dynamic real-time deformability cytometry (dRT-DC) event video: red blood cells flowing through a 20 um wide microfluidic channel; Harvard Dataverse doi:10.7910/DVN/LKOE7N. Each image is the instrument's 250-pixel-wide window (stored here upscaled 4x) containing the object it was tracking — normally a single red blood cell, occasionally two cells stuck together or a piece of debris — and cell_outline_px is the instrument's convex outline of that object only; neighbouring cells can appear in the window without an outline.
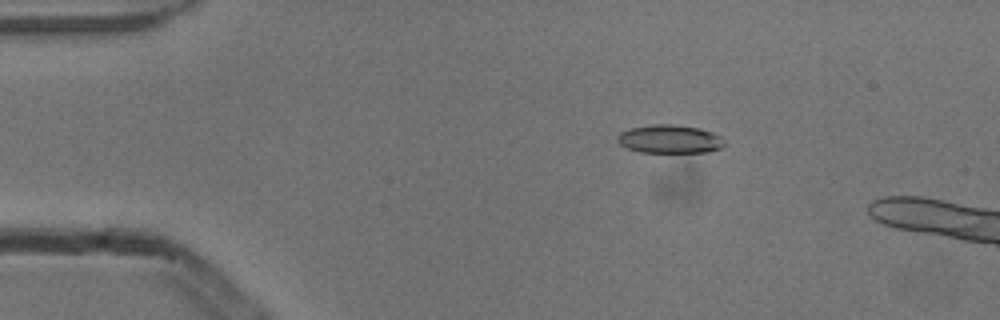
{"species": "common noctule bat (a hibernating species)", "species_latin": "Nyctalus noctula", "temperature_condition": "cold", "stored_images_in_passage": 6, "camera_frame_rate_fps": 3000, "um_per_image_px": 0.085, "animal": {"sex": "male", "body_mass_g": 13.3}, "frame": {"image": 1, "passage_image": 3, "time_ms": 0.667, "image_size_px": [1000, 320], "cell_outline_px": [[724, 144], [720, 148], [708, 152], [640, 152], [628, 148], [620, 144], [616, 140], [616, 136], [620, 132], [632, 128], [656, 124], [672, 124], [700, 128], [712, 132], [720, 136], [724, 140]], "centroid_in_image_um": [56.92, 11.82], "position_along_channel_um": 28.1, "area_um2": 17.63}}
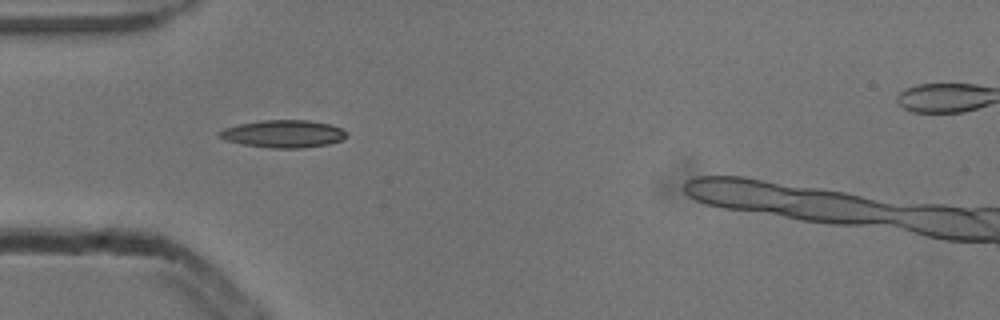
{"frame": {"image": 2, "passage_image": 5, "time_ms": 1.333, "image_size_px": [1000, 320], "cell_outline_px": [[344, 136], [340, 140], [328, 144], [304, 148], [272, 148], [240, 144], [228, 140], [220, 136], [220, 132], [224, 128], [240, 124], [260, 120], [308, 120], [332, 124], [340, 128], [344, 132]], "centroid_in_image_um": [24.09, 11.37], "position_along_channel_um": 60.9, "area_um2": 20.11}}
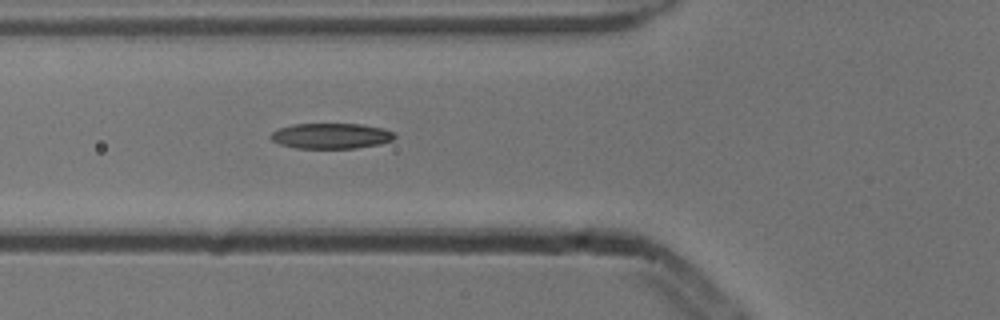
{"frame": {"image": 3, "passage_image": 6, "time_ms": 1.667, "image_size_px": [1000, 320], "cell_outline_px": [[396, 136], [392, 140], [380, 144], [356, 148], [296, 148], [280, 144], [272, 140], [268, 136], [276, 128], [292, 124], [360, 124], [384, 128], [392, 132]], "centroid_in_image_um": [28.11, 11.55], "position_along_channel_um": 97.7, "area_um2": 18.5}}